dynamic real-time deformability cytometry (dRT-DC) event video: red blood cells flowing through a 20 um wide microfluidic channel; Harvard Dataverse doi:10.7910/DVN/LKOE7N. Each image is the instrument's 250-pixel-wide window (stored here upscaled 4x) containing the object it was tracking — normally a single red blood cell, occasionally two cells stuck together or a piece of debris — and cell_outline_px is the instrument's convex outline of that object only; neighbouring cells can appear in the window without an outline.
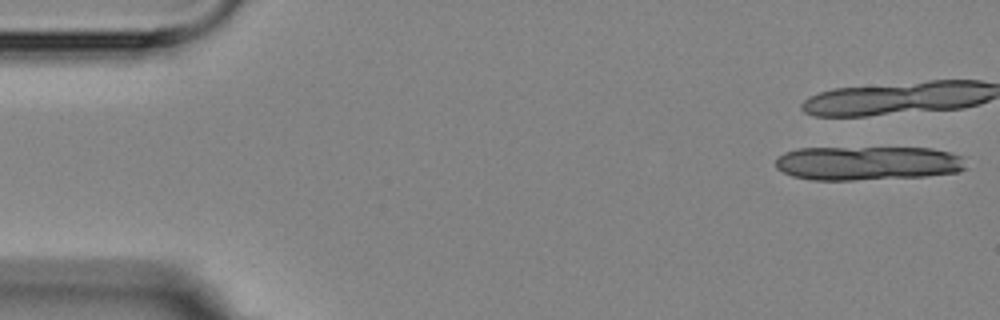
{"species": "Egyptian fruit bat (a non-hibernating species)", "species_latin": "Rousettus aegyptiacus", "temperature_condition": "room temperature", "stored_images_in_passage": 4, "camera_frame_rate_fps": 3000, "um_per_image_px": 0.085, "animal": {"sex": "female"}, "frame": {"image": 1, "passage_image": 1, "time_ms": 0.0, "image_size_px": [1000, 320], "cell_outline_px": [[968, 168], [960, 172], [924, 176], [852, 180], [812, 180], [792, 176], [776, 168], [776, 156], [784, 152], [796, 148], [932, 148], [948, 152], [960, 156]], "centroid_in_image_um": [73.72, 13.87], "position_along_channel_um": 11.3, "area_um2": 37.92}}